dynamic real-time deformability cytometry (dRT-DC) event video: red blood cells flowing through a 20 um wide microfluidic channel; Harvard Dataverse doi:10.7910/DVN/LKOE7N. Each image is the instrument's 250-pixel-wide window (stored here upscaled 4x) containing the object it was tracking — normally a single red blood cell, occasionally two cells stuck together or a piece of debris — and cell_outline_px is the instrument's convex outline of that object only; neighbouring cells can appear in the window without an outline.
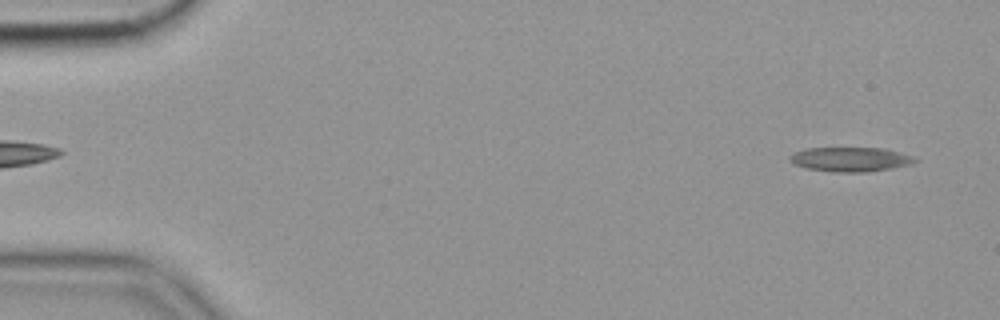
{"species": "common noctule bat (a hibernating species)", "species_latin": "Nyctalus noctula", "temperature_condition": "cold", "stored_images_in_passage": 55, "camera_frame_rate_fps": 3000, "um_per_image_px": 0.085, "animal": {"sex": "female", "body_mass_g": 19.9}, "frame": {"image": 1, "passage_image": 2, "time_ms": 0.333, "image_size_px": [1000, 320], "cell_outline_px": [[920, 160], [912, 164], [892, 168], [864, 172], [832, 172], [804, 168], [792, 164], [788, 156], [804, 148], [884, 148], [912, 156]], "centroid_in_image_um": [72.26, 13.55], "position_along_channel_um": 12.7, "area_um2": 17.92}}
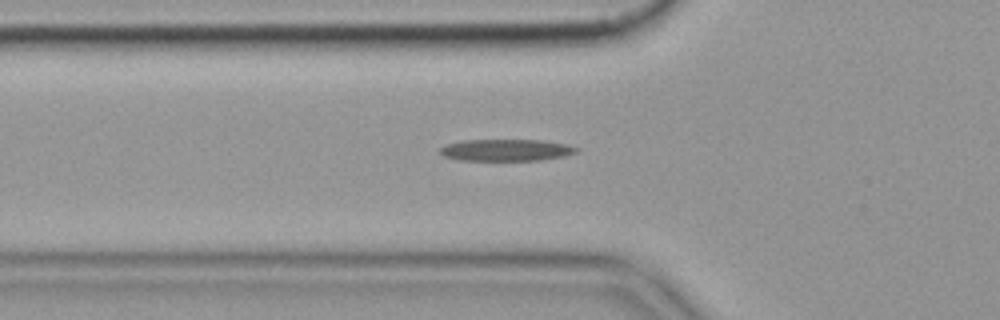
{"frame": {"image": 2, "passage_image": 18, "time_ms": 5.667, "image_size_px": [1000, 320], "cell_outline_px": [[580, 148], [576, 152], [564, 156], [540, 160], [460, 160], [444, 156], [440, 152], [440, 148], [444, 144], [460, 140], [544, 140], [568, 144]], "centroid_in_image_um": [43.03, 12.74], "position_along_channel_um": 82.8, "area_um2": 17.4}}
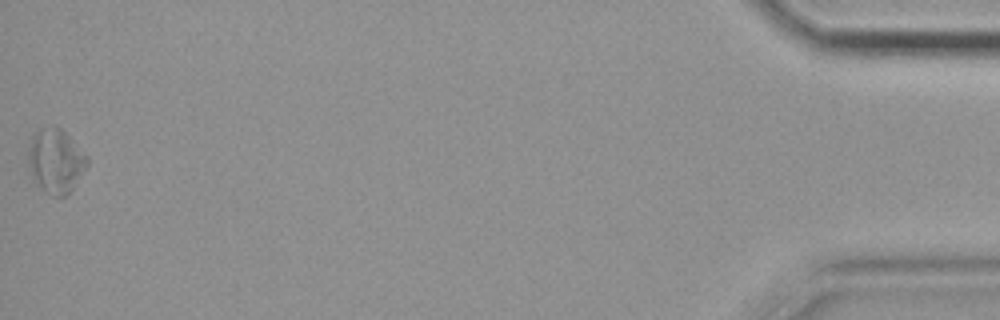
{"frame": {"image": 3, "passage_image": 55, "time_ms": 18.0, "image_size_px": [1000, 320], "cell_outline_px": [[88, 164], [68, 196], [52, 196], [40, 184], [32, 172], [28, 160], [28, 156], [32, 136], [40, 128], [60, 128], [88, 156]], "centroid_in_image_um": [4.78, 13.68], "position_along_channel_um": 430.4, "area_um2": 21.15}, "authors_computed_cell_mechanics": {"area_um2": 17.4556, "velocity_mm_per_s": 3.5637, "shape_relaxation_time_tau1_ms": 6.5188, "shape_relaxation_time_tau2_ms": null, "deformation_change_tau1": 0.1692, "deformation_change_tau2": null}}